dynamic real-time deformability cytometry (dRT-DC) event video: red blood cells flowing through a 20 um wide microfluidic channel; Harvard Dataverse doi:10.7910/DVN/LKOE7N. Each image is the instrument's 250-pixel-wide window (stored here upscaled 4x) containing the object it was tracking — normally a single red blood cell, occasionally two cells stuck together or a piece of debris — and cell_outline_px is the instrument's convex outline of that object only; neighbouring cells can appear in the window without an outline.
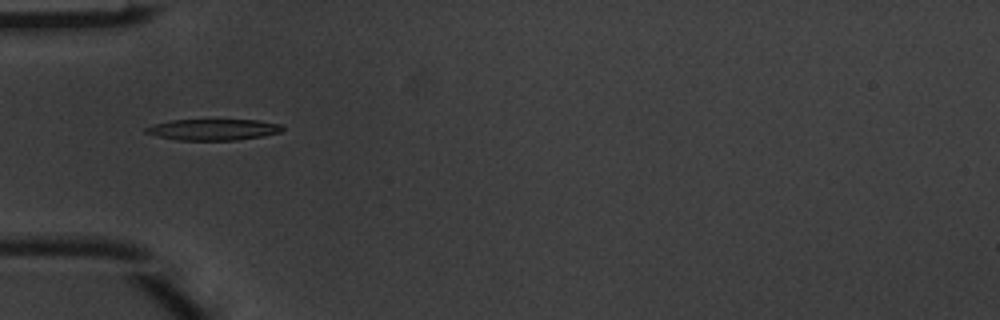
{"species": "common noctule bat (a hibernating species)", "species_latin": "Nyctalus noctula", "temperature_condition": "warm", "stored_images_in_passage": 2, "camera_frame_rate_fps": 3000, "um_per_image_px": 0.085, "animal": {"sex": "male", "body_mass_g": 20.1, "forearm_length_mm": 53.5}, "frame": {"image": 1, "passage_image": 1, "time_ms": 0.0, "image_size_px": [1000, 320], "cell_outline_px": [[284, 128], [280, 132], [264, 136], [236, 140], [176, 140], [156, 136], [144, 132], [144, 128], [152, 124], [172, 120], [260, 120], [280, 124]], "centroid_in_image_um": [18.1, 11.01], "position_along_channel_um": 66.9, "area_um2": 16.94}}